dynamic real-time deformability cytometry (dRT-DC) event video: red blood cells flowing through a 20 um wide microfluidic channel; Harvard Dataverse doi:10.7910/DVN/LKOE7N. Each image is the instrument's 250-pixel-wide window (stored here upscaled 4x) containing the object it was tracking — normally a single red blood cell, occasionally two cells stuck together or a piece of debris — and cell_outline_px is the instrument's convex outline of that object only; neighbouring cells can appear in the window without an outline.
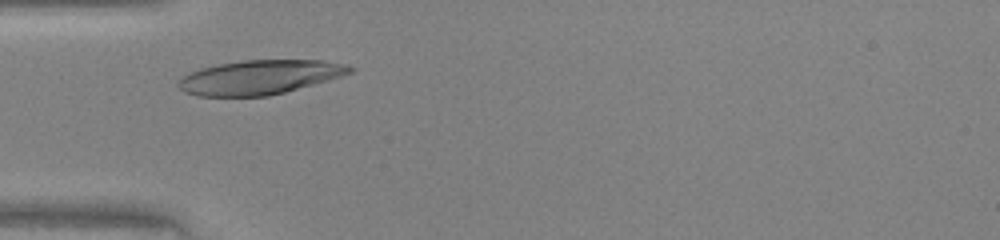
{"species": "human", "species_latin": "Homo sapiens", "temperature_condition": "warm", "stored_images_in_passage": 28, "camera_frame_rate_fps": 3000, "um_per_image_px": 0.085, "donor": {"sex": "female"}, "frame": {"image": 1, "passage_image": 5, "time_ms": 1.333, "image_size_px": [1000, 240], "cell_outline_px": [[356, 68], [352, 72], [328, 80], [284, 92], [268, 96], [196, 96], [184, 92], [176, 84], [184, 76], [200, 68], [240, 60], [320, 60], [348, 64]], "centroid_in_image_um": [22.08, 6.56], "position_along_channel_um": 62.9, "area_um2": 34.1}}
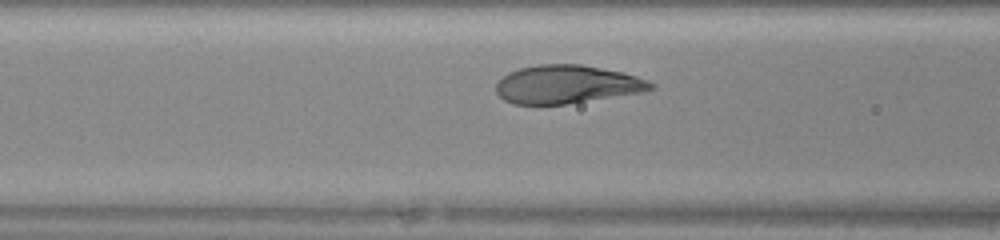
{"frame": {"image": 2, "passage_image": 9, "time_ms": 2.667, "image_size_px": [1000, 240], "cell_outline_px": [[656, 88], [644, 92], [564, 104], [512, 104], [504, 100], [496, 92], [496, 80], [508, 72], [520, 68], [536, 64], [580, 64], [624, 72], [648, 80], [656, 84]], "centroid_in_image_um": [48.18, 7.16], "position_along_channel_um": 118.4, "area_um2": 34.8}}
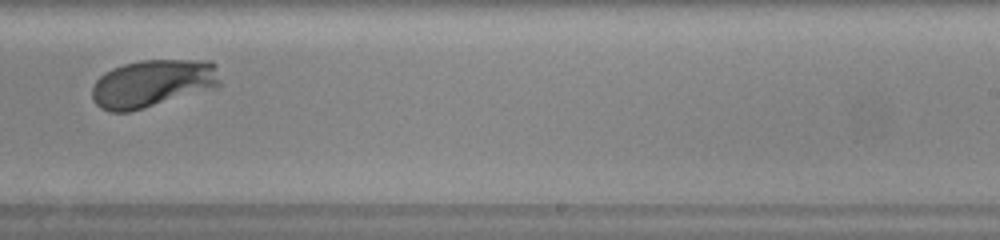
{"frame": {"image": 3, "passage_image": 20, "time_ms": 6.333, "image_size_px": [1000, 240], "cell_outline_px": [[220, 84], [216, 88], [144, 108], [128, 112], [108, 112], [100, 108], [92, 100], [92, 88], [96, 80], [104, 72], [112, 68], [124, 64], [140, 60], [212, 60], [216, 64]], "centroid_in_image_um": [12.96, 7.09], "position_along_channel_um": 276.0, "area_um2": 35.84}}